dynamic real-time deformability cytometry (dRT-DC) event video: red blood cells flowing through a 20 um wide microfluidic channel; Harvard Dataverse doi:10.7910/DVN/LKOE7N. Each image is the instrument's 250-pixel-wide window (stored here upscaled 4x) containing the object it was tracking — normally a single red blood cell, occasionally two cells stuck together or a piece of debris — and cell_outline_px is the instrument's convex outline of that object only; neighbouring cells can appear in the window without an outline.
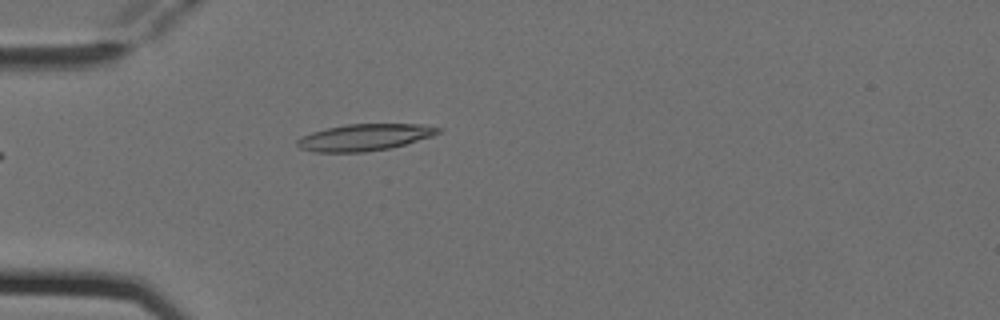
{"species": "Egyptian fruit bat (a non-hibernating species)", "species_latin": "Rousettus aegyptiacus", "temperature_condition": "cold", "stored_images_in_passage": 4, "camera_frame_rate_fps": 3000, "um_per_image_px": 0.085, "animal": {"sex": "female"}, "frame": {"image": 1, "passage_image": 4, "time_ms": 1.0, "image_size_px": [1000, 320], "cell_outline_px": [[444, 128], [440, 132], [432, 136], [404, 144], [388, 148], [364, 152], [312, 152], [300, 148], [296, 144], [296, 140], [312, 132], [328, 128], [348, 124], [420, 124]], "centroid_in_image_um": [30.99, 11.67], "position_along_channel_um": 54.0, "area_um2": 21.73}}